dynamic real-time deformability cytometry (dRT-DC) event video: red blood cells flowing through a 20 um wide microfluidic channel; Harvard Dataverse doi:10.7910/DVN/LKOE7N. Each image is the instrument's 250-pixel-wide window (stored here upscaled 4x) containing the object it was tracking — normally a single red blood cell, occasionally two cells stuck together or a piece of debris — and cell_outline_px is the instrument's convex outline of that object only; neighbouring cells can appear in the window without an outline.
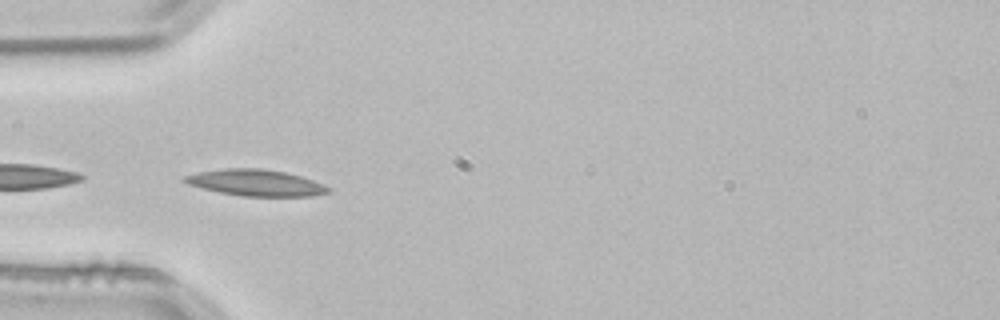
{"species": "common noctule bat (a hibernating species)", "species_latin": "Nyctalus noctula", "temperature_condition": "room temperature", "stored_images_in_passage": 4, "camera_frame_rate_fps": 3000, "um_per_image_px": 0.085, "animal": {"sex": "male", "body_mass_g": 21.5, "forearm_length_mm": 52.0}, "frame": {"image": 1, "passage_image": 4, "time_ms": 1.0, "image_size_px": [1000, 320], "cell_outline_px": [[332, 188], [328, 192], [312, 196], [244, 196], [220, 192], [188, 184], [180, 180], [184, 176], [200, 172], [224, 168], [264, 168], [284, 172], [300, 176], [324, 184]], "centroid_in_image_um": [21.75, 15.53], "position_along_channel_um": 63.2, "area_um2": 21.91}}